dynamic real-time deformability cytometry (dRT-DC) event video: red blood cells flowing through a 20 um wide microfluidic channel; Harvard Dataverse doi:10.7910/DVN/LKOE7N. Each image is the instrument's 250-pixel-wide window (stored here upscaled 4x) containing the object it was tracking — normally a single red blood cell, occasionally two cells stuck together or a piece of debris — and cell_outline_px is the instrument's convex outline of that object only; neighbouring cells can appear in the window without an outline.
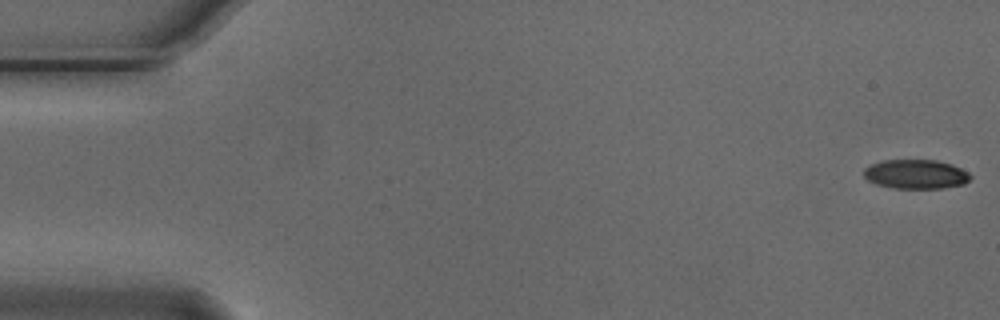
{"species": "Egyptian fruit bat (a non-hibernating species)", "species_latin": "Rousettus aegyptiacus", "temperature_condition": "cold", "stored_images_in_passage": 54, "camera_frame_rate_fps": 3000, "um_per_image_px": 0.085, "animal": {"sex": "male"}, "frame": {"image": 1, "passage_image": 1, "time_ms": 0.0, "image_size_px": [1000, 320], "cell_outline_px": [[972, 176], [964, 184], [944, 188], [892, 188], [876, 184], [868, 180], [864, 176], [864, 168], [872, 164], [884, 160], [936, 160], [952, 164], [968, 172]], "centroid_in_image_um": [77.85, 14.81], "position_along_channel_um": 7.1, "area_um2": 18.15}}
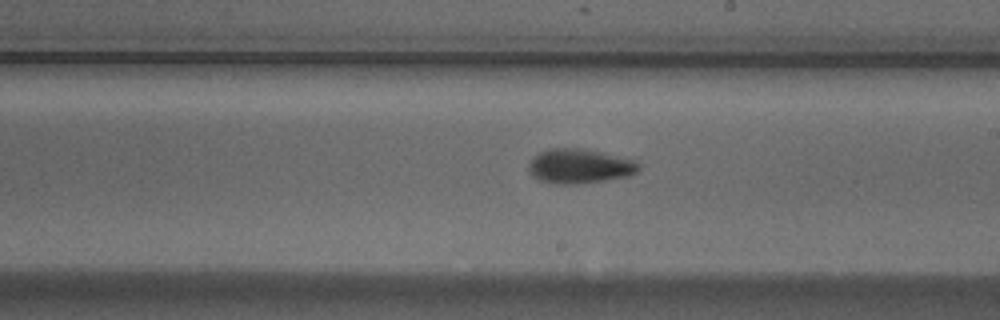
{"frame": {"image": 2, "passage_image": 31, "time_ms": 10.0, "image_size_px": [1000, 320], "cell_outline_px": [[640, 168], [636, 172], [628, 176], [604, 180], [572, 184], [556, 184], [540, 180], [532, 176], [528, 172], [528, 164], [532, 156], [548, 148], [580, 148], [600, 152], [632, 160], [640, 164]], "centroid_in_image_um": [49.19, 14.12], "position_along_channel_um": 239.8, "area_um2": 22.02}}
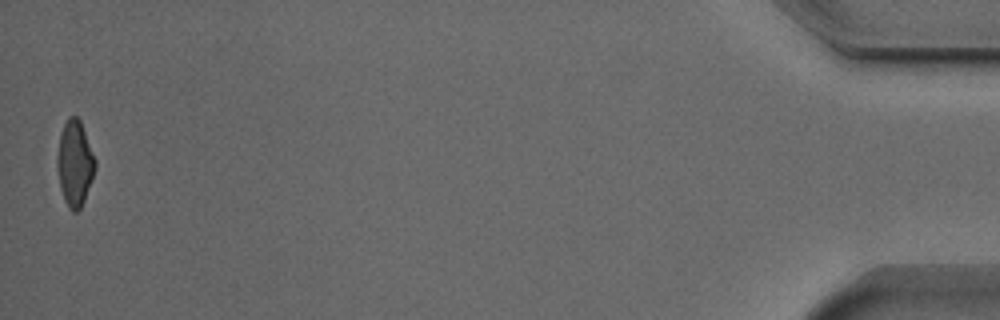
{"frame": {"image": 3, "passage_image": 54, "time_ms": 17.667, "image_size_px": [1000, 320], "cell_outline_px": [[96, 168], [84, 200], [80, 208], [76, 212], [72, 212], [68, 208], [64, 200], [60, 188], [56, 164], [56, 156], [60, 132], [68, 116], [76, 116], [80, 120], [96, 160]], "centroid_in_image_um": [6.34, 13.88], "position_along_channel_um": 428.9, "area_um2": 19.07}, "authors_computed_cell_mechanics": {"area_um2": 20.1433, "velocity_mm_per_s": 3.7616, "shape_relaxation_time_tau1_ms": 3.9996, "shape_relaxation_time_tau2_ms": 3.3529, "deformation_change_tau1": 0.1282, "deformation_change_tau2": 0.1036}}